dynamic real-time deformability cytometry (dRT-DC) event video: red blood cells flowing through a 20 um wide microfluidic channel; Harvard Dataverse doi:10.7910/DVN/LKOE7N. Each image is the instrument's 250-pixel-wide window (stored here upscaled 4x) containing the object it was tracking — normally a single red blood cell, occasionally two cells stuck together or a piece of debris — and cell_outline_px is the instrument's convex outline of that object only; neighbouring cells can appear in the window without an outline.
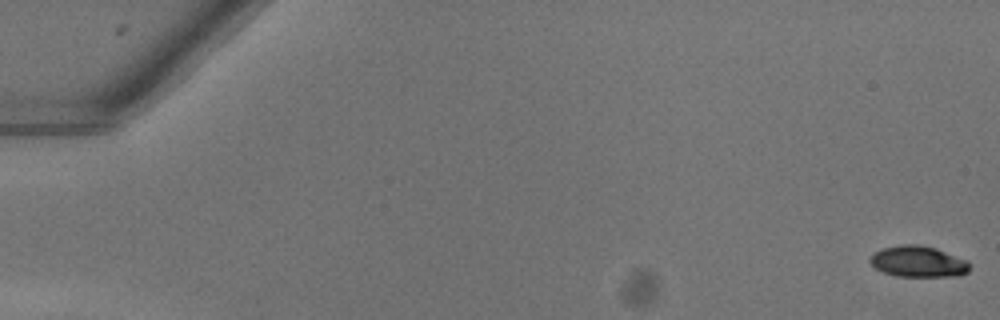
{"species": "common noctule bat (a hibernating species)", "species_latin": "Nyctalus noctula", "temperature_condition": "warm", "stored_images_in_passage": 51, "camera_frame_rate_fps": 3000, "um_per_image_px": 0.085, "animal": {"sex": "female"}, "frame": {"image": 1, "passage_image": 1, "time_ms": 0.0, "image_size_px": [1000, 320], "cell_outline_px": [[972, 264], [968, 272], [960, 276], [896, 276], [884, 272], [876, 268], [868, 260], [880, 248], [900, 244], [920, 244], [936, 248], [968, 260]], "centroid_in_image_um": [78.09, 22.22], "position_along_channel_um": 6.9, "area_um2": 18.26}}
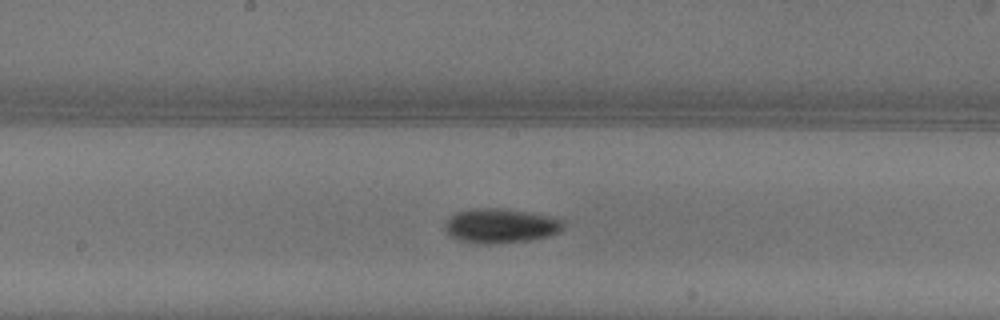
{"frame": {"image": 2, "passage_image": 29, "time_ms": 9.333, "image_size_px": [1000, 320], "cell_outline_px": [[564, 224], [560, 232], [548, 236], [528, 240], [496, 244], [484, 244], [456, 240], [444, 228], [448, 220], [456, 212], [476, 208], [500, 208], [548, 216], [564, 220]], "centroid_in_image_um": [42.55, 19.2], "position_along_channel_um": 205.6, "area_um2": 23.52}}
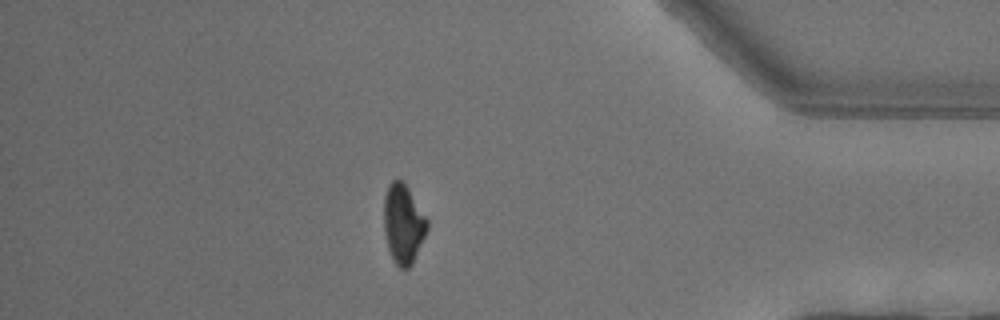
{"frame": {"image": 3, "passage_image": 46, "time_ms": 15.0, "image_size_px": [1000, 320], "cell_outline_px": [[428, 228], [412, 264], [408, 268], [400, 268], [392, 260], [388, 248], [384, 232], [384, 196], [388, 184], [392, 180], [400, 180], [408, 188], [428, 220]], "centroid_in_image_um": [34.26, 19.04], "position_along_channel_um": 400.9, "area_um2": 19.88}, "authors_computed_cell_mechanics": {"area_um2": 20.2878, "velocity_mm_per_s": 4.0561, "shape_relaxation_time_tau1_ms": 3.1788, "shape_relaxation_time_tau2_ms": null, "deformation_change_tau1": 0.1621, "deformation_change_tau2": null}}